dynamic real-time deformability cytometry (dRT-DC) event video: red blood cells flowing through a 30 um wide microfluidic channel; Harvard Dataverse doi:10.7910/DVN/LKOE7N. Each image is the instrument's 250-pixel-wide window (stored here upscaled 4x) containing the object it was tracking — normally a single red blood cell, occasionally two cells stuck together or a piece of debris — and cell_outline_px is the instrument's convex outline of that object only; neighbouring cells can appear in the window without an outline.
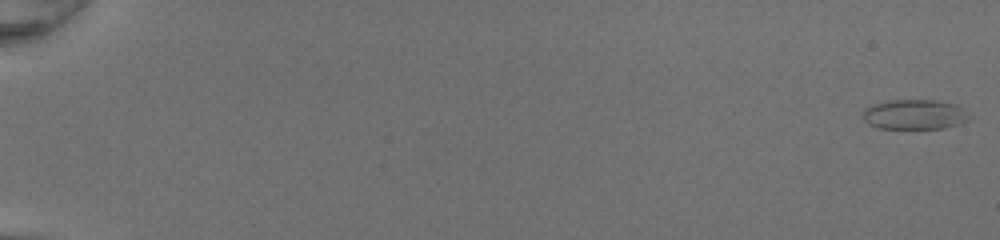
{"species": "common noctule bat (a hibernating species)", "species_latin": "Nyctalus noctula", "temperature_condition": "room temperature", "stored_images_in_passage": 51, "camera_frame_rate_fps": 3000, "um_per_image_px": 0.085, "animal": {"sex": "female", "body_mass_g": 20.0, "forearm_length_mm": 54.0}, "frame": {"image": 1, "passage_image": 1, "time_ms": 0.0, "image_size_px": [1000, 240], "cell_outline_px": [[968, 120], [960, 124], [944, 128], [876, 128], [868, 124], [864, 120], [864, 108], [872, 104], [888, 100], [936, 100], [956, 104], [964, 108]], "centroid_in_image_um": [77.72, 9.72], "position_along_channel_um": 7.3, "area_um2": 18.55}}
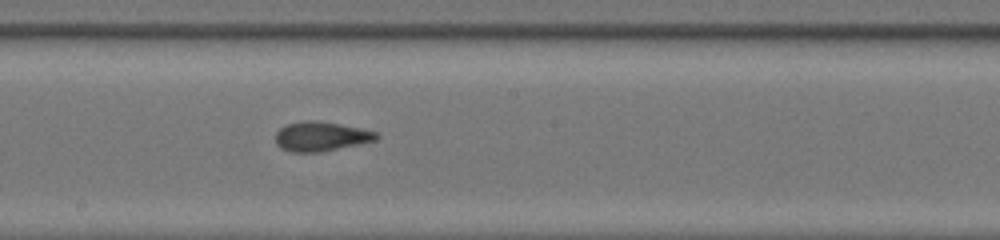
{"frame": {"image": 2, "passage_image": 31, "time_ms": 10.0, "image_size_px": [1000, 240], "cell_outline_px": [[380, 136], [376, 140], [320, 152], [288, 152], [280, 148], [276, 144], [276, 132], [284, 124], [304, 120], [312, 120], [340, 124], [360, 128], [376, 132]], "centroid_in_image_um": [27.23, 11.59], "position_along_channel_um": 221.0, "area_um2": 17.34}}
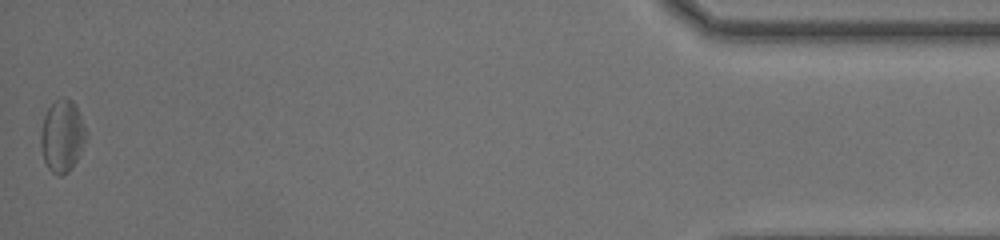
{"frame": {"image": 3, "passage_image": 51, "time_ms": 16.667, "image_size_px": [1000, 240], "cell_outline_px": [[88, 136], [76, 160], [68, 172], [60, 176], [56, 176], [48, 168], [44, 160], [40, 144], [40, 132], [44, 116], [48, 108], [56, 100], [64, 96], [72, 100], [76, 104], [88, 132]], "centroid_in_image_um": [5.3, 11.54], "position_along_channel_um": 429.9, "area_um2": 19.31}, "authors_computed_cell_mechanics": {"area_um2": 18.0336, "velocity_mm_per_s": 4.3049, "shape_relaxation_time_tau1_ms": 5.2022, "shape_relaxation_time_tau2_ms": 1.2194, "deformation_change_tau1": 0.1096, "deformation_change_tau2": 0.0806}}